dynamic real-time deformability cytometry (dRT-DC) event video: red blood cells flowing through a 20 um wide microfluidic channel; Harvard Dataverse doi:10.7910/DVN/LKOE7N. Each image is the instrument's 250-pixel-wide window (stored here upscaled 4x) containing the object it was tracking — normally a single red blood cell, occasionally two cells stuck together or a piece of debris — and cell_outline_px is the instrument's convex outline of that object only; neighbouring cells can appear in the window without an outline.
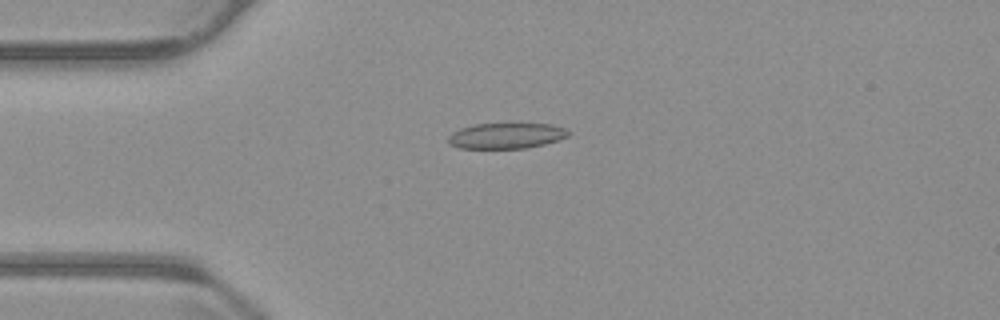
{"species": "common noctule bat (a hibernating species)", "species_latin": "Nyctalus noctula", "temperature_condition": "warm", "stored_images_in_passage": 50, "camera_frame_rate_fps": 3000, "um_per_image_px": 0.085, "animal": {"sex": "male", "body_mass_g": 23.1, "forearm_length_mm": 52.7}, "frame": {"image": 1, "passage_image": 8, "time_ms": 2.333, "image_size_px": [1000, 320], "cell_outline_px": [[572, 132], [568, 136], [560, 140], [528, 148], [460, 148], [448, 144], [448, 136], [452, 132], [460, 128], [472, 124], [508, 120], [516, 120], [552, 124], [564, 128]], "centroid_in_image_um": [43.07, 11.46], "position_along_channel_um": 41.9, "area_um2": 19.36}}
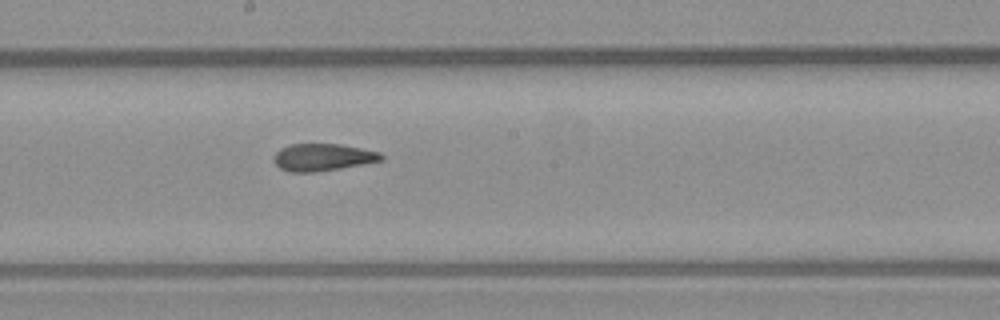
{"frame": {"image": 2, "passage_image": 24, "time_ms": 7.667, "image_size_px": [1000, 320], "cell_outline_px": [[384, 160], [340, 168], [316, 172], [288, 172], [280, 168], [272, 160], [272, 156], [280, 148], [288, 144], [340, 144], [380, 152], [384, 156]], "centroid_in_image_um": [27.39, 13.36], "position_along_channel_um": 220.8, "area_um2": 17.17}}
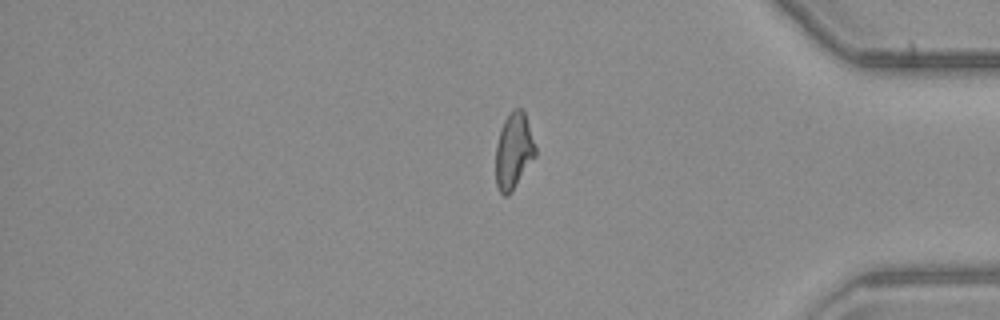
{"frame": {"image": 3, "passage_image": 40, "time_ms": 13.0, "image_size_px": [1000, 320], "cell_outline_px": [[536, 156], [512, 192], [508, 196], [504, 196], [500, 192], [496, 184], [496, 144], [500, 128], [508, 112], [516, 108], [520, 108], [524, 112], [536, 148]], "centroid_in_image_um": [43.65, 12.85], "position_along_channel_um": 391.5, "area_um2": 17.69}, "authors_computed_cell_mechanics": {"area_um2": 18.1492, "velocity_mm_per_s": 3.7254, "shape_relaxation_time_tau1_ms": null, "shape_relaxation_time_tau2_ms": 1.5478, "deformation_change_tau1": null, "deformation_change_tau2": 0.0966}}